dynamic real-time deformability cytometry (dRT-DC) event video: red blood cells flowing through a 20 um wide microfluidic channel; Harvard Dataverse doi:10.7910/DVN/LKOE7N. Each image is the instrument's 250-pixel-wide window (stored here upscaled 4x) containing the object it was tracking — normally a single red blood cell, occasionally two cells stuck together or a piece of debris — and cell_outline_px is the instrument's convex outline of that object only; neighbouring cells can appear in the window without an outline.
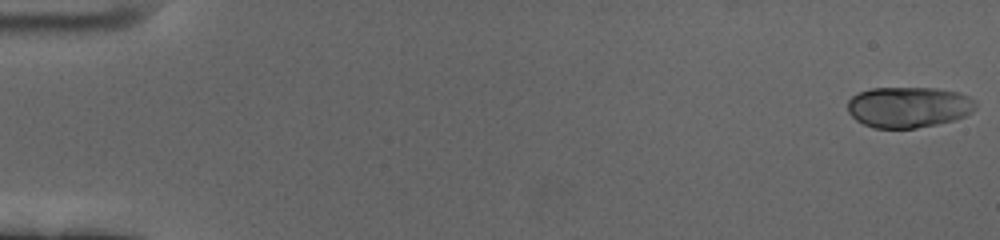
{"species": "human", "species_latin": "Homo sapiens", "temperature_condition": "cold", "stored_images_in_passage": 59, "camera_frame_rate_fps": 3000, "um_per_image_px": 0.085, "donor": {"sex": "female"}, "frame": {"image": 1, "passage_image": 1, "time_ms": 0.0, "image_size_px": [1000, 240], "cell_outline_px": [[976, 108], [972, 112], [956, 120], [916, 128], [876, 128], [864, 124], [856, 120], [848, 112], [848, 100], [852, 96], [860, 92], [872, 88], [936, 88], [960, 92], [976, 100]], "centroid_in_image_um": [77.26, 9.1], "position_along_channel_um": 7.7, "area_um2": 30.63}}
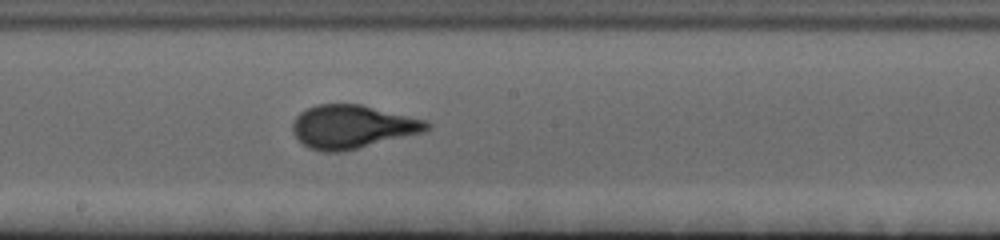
{"frame": {"image": 2, "passage_image": 33, "time_ms": 10.667, "image_size_px": [1000, 240], "cell_outline_px": [[432, 128], [424, 132], [340, 152], [324, 152], [308, 148], [292, 132], [292, 124], [296, 116], [300, 112], [316, 104], [360, 104], [428, 120], [432, 124]], "centroid_in_image_um": [29.97, 10.76], "position_along_channel_um": 218.2, "area_um2": 33.93}}
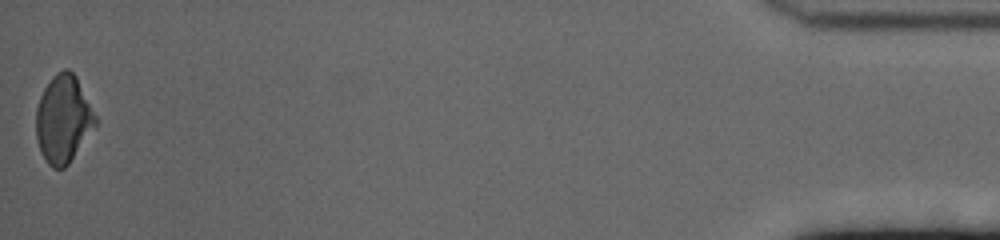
{"frame": {"image": 3, "passage_image": 59, "time_ms": 19.333, "image_size_px": [1000, 240], "cell_outline_px": [[96, 124], [68, 164], [64, 168], [52, 168], [48, 164], [40, 152], [36, 140], [36, 108], [40, 96], [44, 88], [52, 76], [56, 72], [64, 68], [68, 68], [76, 76], [96, 116]], "centroid_in_image_um": [5.34, 10.11], "position_along_channel_um": 429.9, "area_um2": 30.11}, "authors_computed_cell_mechanics": {"area_um2": 32.2524, "velocity_mm_per_s": 3.4489, "shape_relaxation_time_tau1_ms": 4.1939, "shape_relaxation_time_tau2_ms": null, "deformation_change_tau1": 0.1646, "deformation_change_tau2": null}}